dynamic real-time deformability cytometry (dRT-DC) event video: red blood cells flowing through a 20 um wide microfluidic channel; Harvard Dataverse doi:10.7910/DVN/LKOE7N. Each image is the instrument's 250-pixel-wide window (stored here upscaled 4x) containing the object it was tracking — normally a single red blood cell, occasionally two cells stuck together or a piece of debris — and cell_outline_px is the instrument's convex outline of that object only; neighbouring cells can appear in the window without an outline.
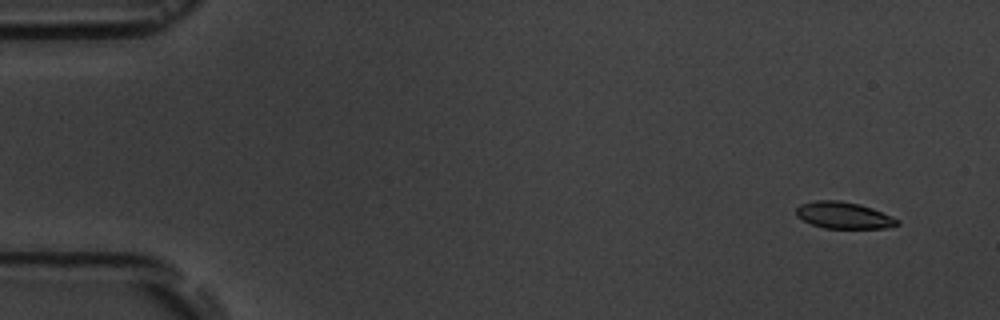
{"species": "common noctule bat (a hibernating species)", "species_latin": "Nyctalus noctula", "temperature_condition": "room temperature", "stored_images_in_passage": 6, "camera_frame_rate_fps": 3000, "um_per_image_px": 0.085, "animal": {"sex": "male", "body_mass_g": 19.5, "forearm_length_mm": 54.6}, "frame": {"image": 1, "passage_image": 2, "time_ms": 1.0, "image_size_px": [1000, 320], "cell_outline_px": [[900, 224], [884, 228], [824, 228], [812, 224], [796, 216], [796, 208], [800, 204], [816, 200], [840, 200], [860, 204], [872, 208], [892, 216], [900, 220]], "centroid_in_image_um": [71.72, 18.29], "position_along_channel_um": 13.3, "area_um2": 15.72}}
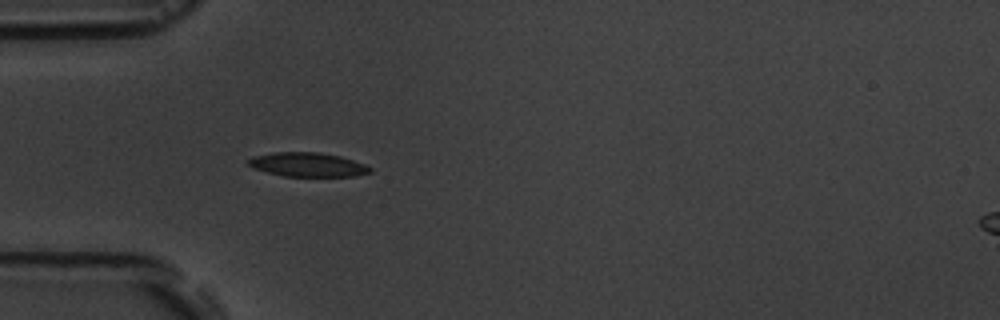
{"frame": {"image": 2, "passage_image": 5, "time_ms": 5.333, "image_size_px": [1000, 320], "cell_outline_px": [[372, 172], [356, 176], [284, 176], [252, 168], [248, 164], [248, 160], [252, 156], [272, 152], [320, 152], [340, 156], [364, 164], [372, 168]], "centroid_in_image_um": [26.14, 13.99], "position_along_channel_um": 58.9, "area_um2": 17.11}}